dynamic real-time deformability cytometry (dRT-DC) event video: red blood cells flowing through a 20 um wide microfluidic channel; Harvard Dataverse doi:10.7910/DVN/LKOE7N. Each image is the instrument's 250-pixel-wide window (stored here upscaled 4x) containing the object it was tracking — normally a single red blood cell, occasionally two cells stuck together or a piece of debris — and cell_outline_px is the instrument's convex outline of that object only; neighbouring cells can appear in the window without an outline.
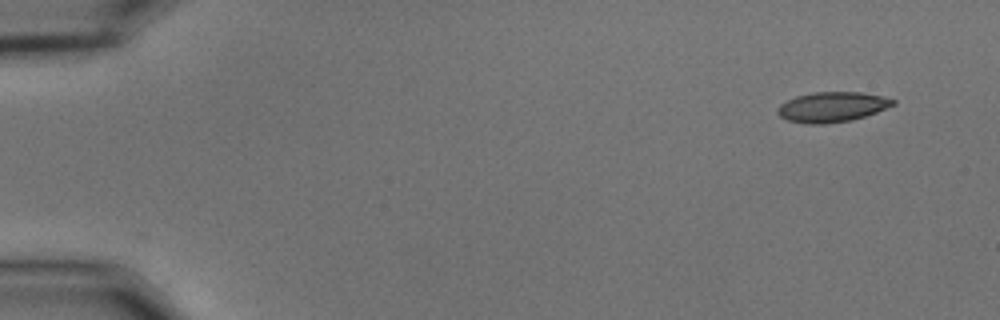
{"species": "common noctule bat (a hibernating species)", "species_latin": "Nyctalus noctula", "temperature_condition": "cold", "stored_images_in_passage": 53, "camera_frame_rate_fps": 3000, "um_per_image_px": 0.085, "animal": {"sex": "male", "body_mass_g": 15.6}, "frame": {"image": 1, "passage_image": 1, "time_ms": 0.0, "image_size_px": [1000, 320], "cell_outline_px": [[896, 104], [876, 112], [852, 120], [824, 124], [804, 124], [788, 120], [780, 116], [776, 112], [776, 108], [780, 104], [796, 96], [812, 92], [860, 92], [880, 96], [896, 100]], "centroid_in_image_um": [70.69, 9.09], "position_along_channel_um": 14.3, "area_um2": 20.23}}
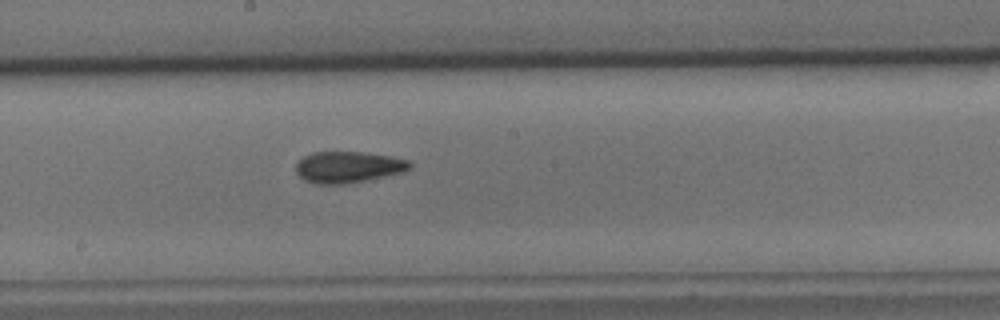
{"frame": {"image": 2, "passage_image": 28, "time_ms": 9.0, "image_size_px": [1000, 320], "cell_outline_px": [[412, 168], [404, 172], [344, 184], [316, 184], [304, 180], [296, 172], [296, 164], [304, 156], [312, 152], [364, 152], [392, 156], [408, 160], [412, 164]], "centroid_in_image_um": [29.61, 14.19], "position_along_channel_um": 218.6, "area_um2": 20.81}}
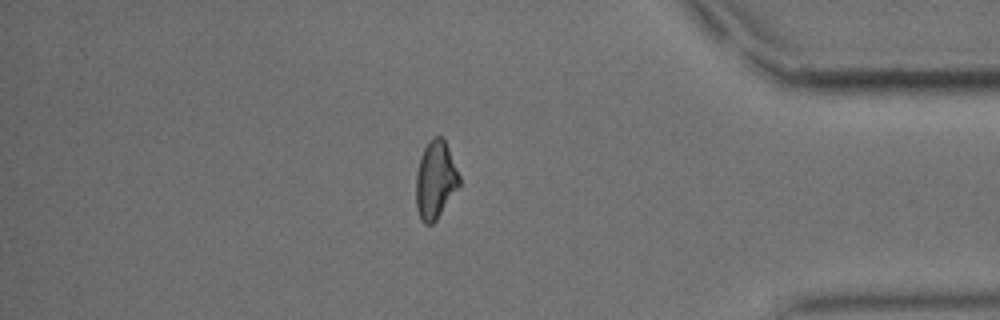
{"frame": {"image": 3, "passage_image": 45, "time_ms": 14.667, "image_size_px": [1000, 320], "cell_outline_px": [[460, 184], [436, 220], [432, 224], [424, 224], [420, 220], [416, 208], [416, 172], [420, 156], [424, 148], [432, 136], [440, 136], [444, 140], [448, 148], [460, 176]], "centroid_in_image_um": [36.98, 15.3], "position_along_channel_um": 398.2, "area_um2": 19.59}, "authors_computed_cell_mechanics": {"area_um2": 20.1722, "velocity_mm_per_s": 3.6404, "shape_relaxation_time_tau1_ms": 6.663, "shape_relaxation_time_tau2_ms": 3.6947, "deformation_change_tau1": 0.1301, "deformation_change_tau2": 0.0947}}